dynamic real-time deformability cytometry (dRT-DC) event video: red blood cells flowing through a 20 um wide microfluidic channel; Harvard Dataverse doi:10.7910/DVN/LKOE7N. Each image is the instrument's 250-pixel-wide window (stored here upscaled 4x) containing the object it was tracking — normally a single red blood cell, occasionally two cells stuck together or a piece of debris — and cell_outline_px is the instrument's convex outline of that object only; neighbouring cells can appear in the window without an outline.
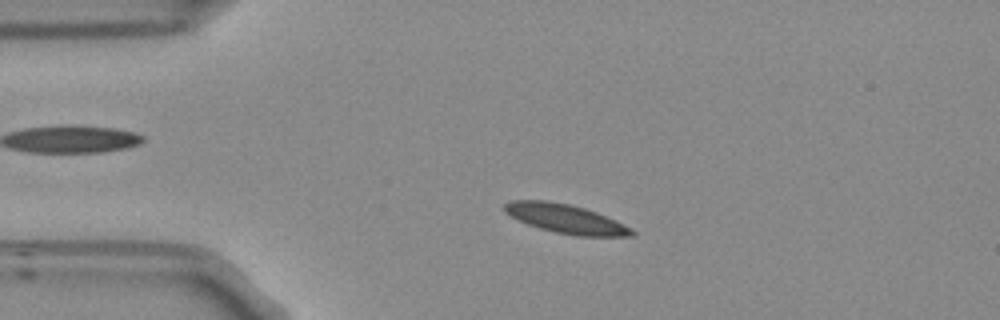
{"species": "Egyptian fruit bat (a non-hibernating species)", "species_latin": "Rousettus aegyptiacus", "temperature_condition": "room temperature", "stored_images_in_passage": 52, "camera_frame_rate_fps": 3000, "um_per_image_px": 0.085, "frame": {"image": 1, "passage_image": 9, "time_ms": 2.667, "image_size_px": [1000, 320], "cell_outline_px": [[636, 236], [576, 236], [556, 232], [540, 228], [528, 224], [504, 212], [504, 204], [508, 200], [548, 200], [568, 204], [584, 208], [596, 212], [616, 220], [632, 228], [636, 232]], "centroid_in_image_um": [48.11, 18.59], "position_along_channel_um": 36.9, "area_um2": 21.5}}
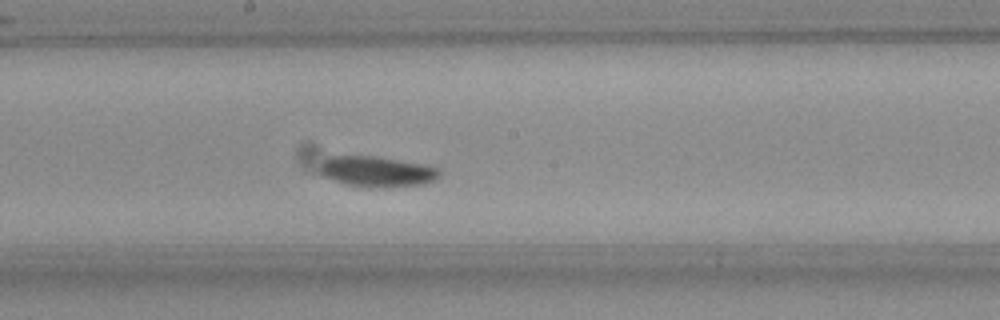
{"frame": {"image": 2, "passage_image": 26, "time_ms": 8.333, "image_size_px": [1000, 320], "cell_outline_px": [[440, 176], [436, 180], [424, 184], [388, 188], [368, 188], [344, 184], [324, 176], [320, 172], [320, 168], [324, 160], [332, 156], [372, 156], [428, 164], [440, 168]], "centroid_in_image_um": [32.12, 14.6], "position_along_channel_um": 216.1, "area_um2": 21.68}}
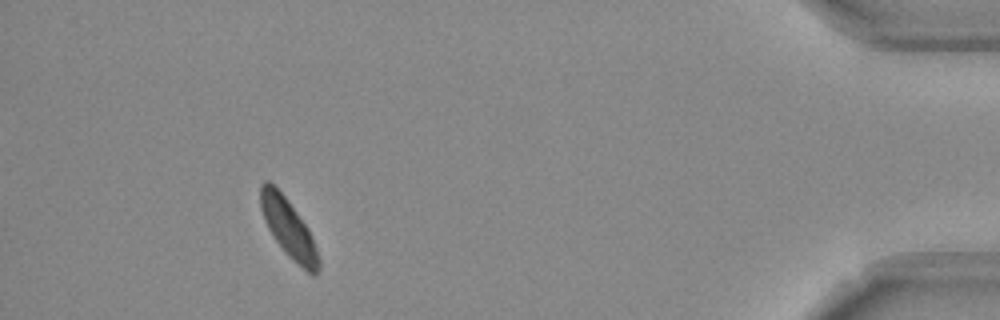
{"frame": {"image": 3, "passage_image": 47, "time_ms": 15.333, "image_size_px": [1000, 320], "cell_outline_px": [[320, 268], [316, 276], [308, 272], [292, 260], [288, 256], [276, 240], [268, 228], [264, 220], [260, 208], [260, 184], [264, 180], [268, 180], [284, 196], [308, 228], [316, 248], [320, 260]], "centroid_in_image_um": [24.52, 19.42], "position_along_channel_um": 410.7, "area_um2": 19.54}}